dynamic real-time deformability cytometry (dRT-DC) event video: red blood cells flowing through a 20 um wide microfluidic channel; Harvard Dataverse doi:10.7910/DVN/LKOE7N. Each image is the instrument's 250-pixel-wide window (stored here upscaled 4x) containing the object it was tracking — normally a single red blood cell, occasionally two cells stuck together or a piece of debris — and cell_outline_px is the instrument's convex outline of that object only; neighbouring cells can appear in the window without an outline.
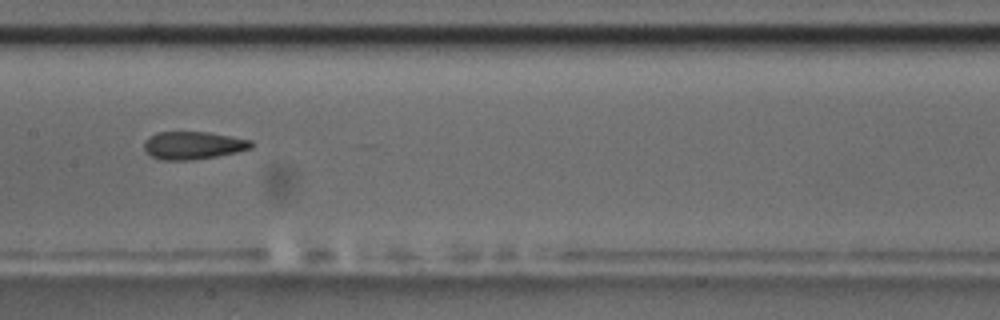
{"species": "common noctule bat (a hibernating species)", "species_latin": "Nyctalus noctula", "temperature_condition": "room temperature", "stored_images_in_passage": 11, "camera_frame_rate_fps": 3000, "um_per_image_px": 0.085, "animal": {"sex": "male", "body_mass_g": 17.5, "forearm_length_mm": 52.3}, "frame": {"image": 1, "passage_image": 5, "time_ms": 4.333, "image_size_px": [1000, 320], "cell_outline_px": [[256, 144], [252, 148], [236, 152], [216, 156], [192, 160], [160, 160], [152, 156], [144, 148], [144, 140], [148, 136], [156, 132], [208, 132], [252, 140]], "centroid_in_image_um": [16.43, 12.35], "position_along_channel_um": 191.0, "area_um2": 17.46}, "authors_computed_cell_mechanics": {"area_um2": 17.6868, "velocity_mm_per_s": 3.5625, "shape_relaxation_time_tau1_ms": 7.2861, "shape_relaxation_time_tau2_ms": 2.1885, "deformation_change_tau1": 0.1804, "deformation_change_tau2": 0.1171}}